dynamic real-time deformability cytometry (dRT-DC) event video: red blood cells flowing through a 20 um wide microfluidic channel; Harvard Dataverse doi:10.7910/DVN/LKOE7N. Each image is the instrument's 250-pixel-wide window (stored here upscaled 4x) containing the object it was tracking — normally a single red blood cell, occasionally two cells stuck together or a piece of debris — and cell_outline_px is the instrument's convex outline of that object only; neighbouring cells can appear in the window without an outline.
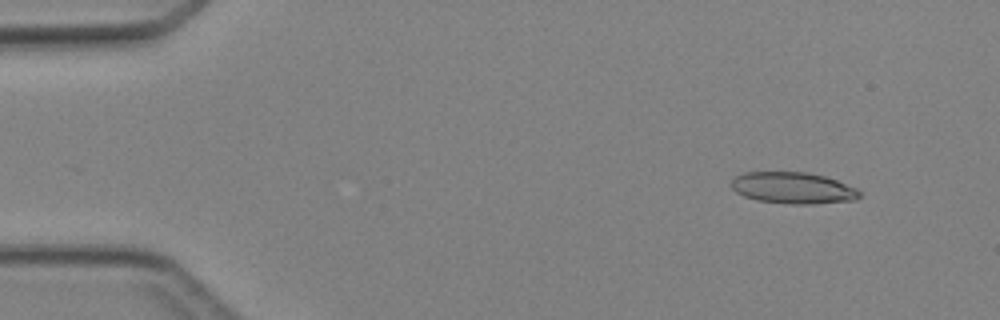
{"species": "Egyptian fruit bat (a non-hibernating species)", "species_latin": "Rousettus aegyptiacus", "temperature_condition": "cold", "stored_images_in_passage": 5, "camera_frame_rate_fps": 3000, "um_per_image_px": 0.085, "animal": {"sex": "female"}, "frame": {"image": 1, "passage_image": 1, "time_ms": 0.0, "image_size_px": [1000, 320], "cell_outline_px": [[860, 196], [856, 200], [812, 204], [792, 204], [756, 200], [744, 196], [736, 192], [732, 188], [732, 180], [736, 176], [744, 172], [804, 172], [824, 176], [836, 180], [856, 188], [860, 192]], "centroid_in_image_um": [67.4, 15.98], "position_along_channel_um": 17.6, "area_um2": 23.41}}
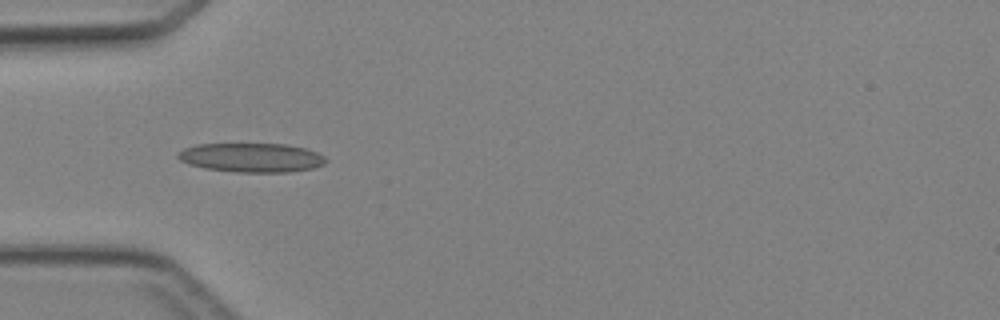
{"frame": {"image": 2, "passage_image": 4, "time_ms": 3.333, "image_size_px": [1000, 320], "cell_outline_px": [[328, 160], [324, 164], [312, 168], [288, 172], [236, 172], [204, 168], [188, 164], [180, 160], [176, 156], [176, 152], [184, 148], [196, 144], [284, 144], [304, 148], [316, 152], [324, 156]], "centroid_in_image_um": [21.34, 13.39], "position_along_channel_um": 63.7, "area_um2": 25.14}}
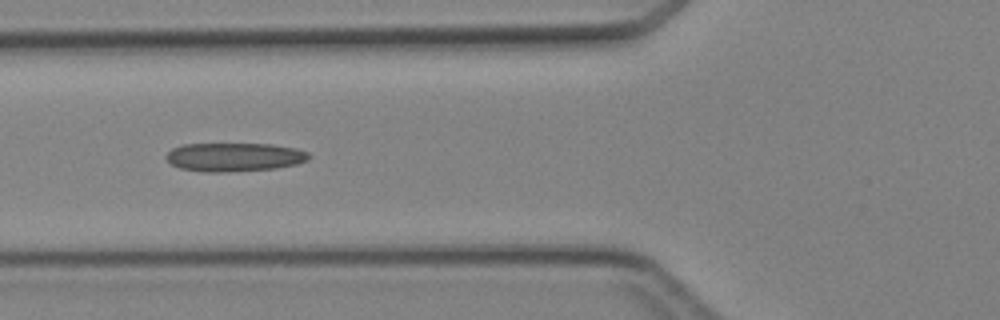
{"frame": {"image": 3, "passage_image": 5, "time_ms": 4.333, "image_size_px": [1000, 320], "cell_outline_px": [[308, 160], [296, 164], [276, 168], [224, 172], [204, 172], [180, 168], [172, 164], [164, 156], [172, 148], [184, 144], [272, 144], [296, 148], [308, 152]], "centroid_in_image_um": [19.9, 13.35], "position_along_channel_um": 105.9, "area_um2": 23.76}}